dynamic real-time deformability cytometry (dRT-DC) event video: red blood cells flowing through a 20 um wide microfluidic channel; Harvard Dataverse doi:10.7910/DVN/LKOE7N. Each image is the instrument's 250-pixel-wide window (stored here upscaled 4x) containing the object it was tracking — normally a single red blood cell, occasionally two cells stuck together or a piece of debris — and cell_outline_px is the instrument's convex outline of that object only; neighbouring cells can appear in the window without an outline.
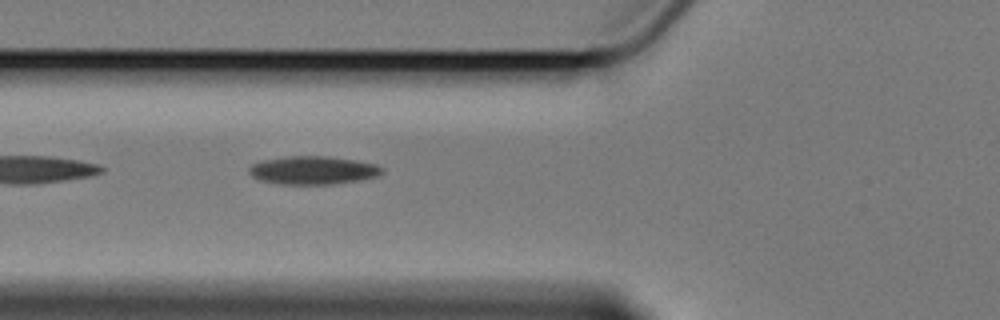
{"species": "Egyptian fruit bat (a non-hibernating species)", "species_latin": "Rousettus aegyptiacus", "temperature_condition": "cold", "stored_images_in_passage": 6, "camera_frame_rate_fps": 3000, "um_per_image_px": 0.085, "animal": {"sex": "female"}, "frame": {"image": 1, "passage_image": 6, "time_ms": 6.0, "image_size_px": [1000, 320], "cell_outline_px": [[384, 172], [380, 176], [360, 180], [332, 184], [280, 184], [260, 180], [252, 176], [248, 172], [248, 168], [252, 164], [260, 160], [288, 156], [328, 156], [376, 164], [384, 168]], "centroid_in_image_um": [26.61, 14.47], "position_along_channel_um": 99.2, "area_um2": 22.02}}